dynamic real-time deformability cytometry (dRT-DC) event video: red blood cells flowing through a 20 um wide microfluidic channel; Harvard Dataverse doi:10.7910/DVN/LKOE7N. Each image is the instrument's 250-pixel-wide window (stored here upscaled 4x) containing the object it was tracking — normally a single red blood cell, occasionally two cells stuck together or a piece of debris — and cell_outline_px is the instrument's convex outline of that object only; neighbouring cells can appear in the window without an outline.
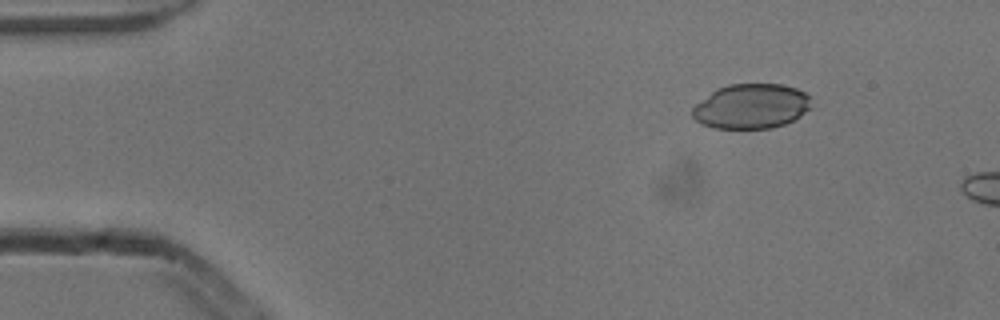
{"species": "common noctule bat (a hibernating species)", "species_latin": "Nyctalus noctula", "temperature_condition": "cold", "stored_images_in_passage": 3, "camera_frame_rate_fps": 3000, "um_per_image_px": 0.085, "animal": {"sex": "male", "body_mass_g": 13.3}, "frame": {"image": 1, "passage_image": 2, "time_ms": 0.333, "image_size_px": [1000, 320], "cell_outline_px": [[808, 108], [800, 116], [784, 124], [772, 128], [712, 128], [696, 120], [692, 116], [692, 108], [696, 104], [716, 88], [728, 84], [780, 84], [796, 88], [804, 92], [808, 96]], "centroid_in_image_um": [63.81, 9.03], "position_along_channel_um": 21.2, "area_um2": 30.69}}